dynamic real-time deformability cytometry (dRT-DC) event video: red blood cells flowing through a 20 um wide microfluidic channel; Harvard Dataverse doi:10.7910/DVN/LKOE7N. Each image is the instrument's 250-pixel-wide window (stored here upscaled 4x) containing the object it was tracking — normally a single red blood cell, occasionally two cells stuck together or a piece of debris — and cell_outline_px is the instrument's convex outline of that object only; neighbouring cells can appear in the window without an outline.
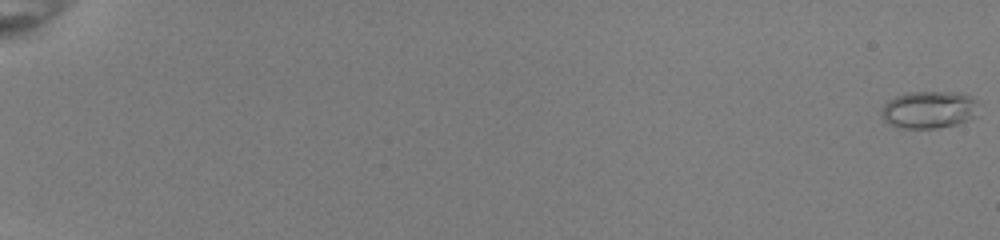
{"species": "common noctule bat (a hibernating species)", "species_latin": "Nyctalus noctula", "temperature_condition": "room temperature", "stored_images_in_passage": 53, "camera_frame_rate_fps": 3000, "um_per_image_px": 0.085, "animal": {"sex": "female", "body_mass_g": 22.0, "forearm_length_mm": 56.7}, "frame": {"image": 1, "passage_image": 1, "time_ms": 0.0, "image_size_px": [1000, 240], "cell_outline_px": [[980, 104], [976, 116], [968, 120], [956, 124], [936, 128], [900, 128], [884, 120], [884, 104], [888, 100], [896, 96], [908, 92], [960, 92], [972, 96]], "centroid_in_image_um": [79.05, 9.31], "position_along_channel_um": 6.0, "area_um2": 21.15}}
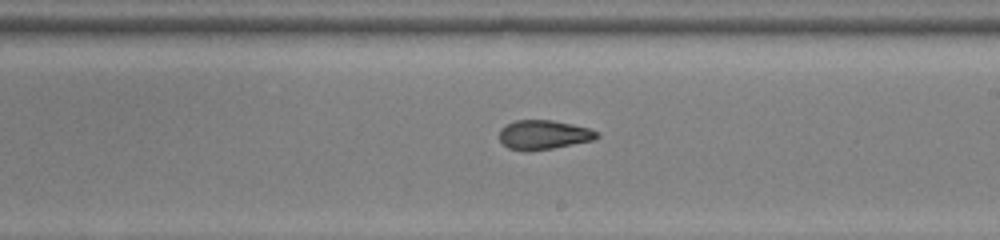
{"frame": {"image": 2, "passage_image": 35, "time_ms": 11.333, "image_size_px": [1000, 240], "cell_outline_px": [[600, 136], [596, 140], [552, 148], [528, 152], [524, 152], [508, 148], [500, 140], [500, 128], [516, 120], [552, 120], [572, 124], [588, 128], [600, 132]], "centroid_in_image_um": [46.24, 11.47], "position_along_channel_um": 242.8, "area_um2": 16.82}}
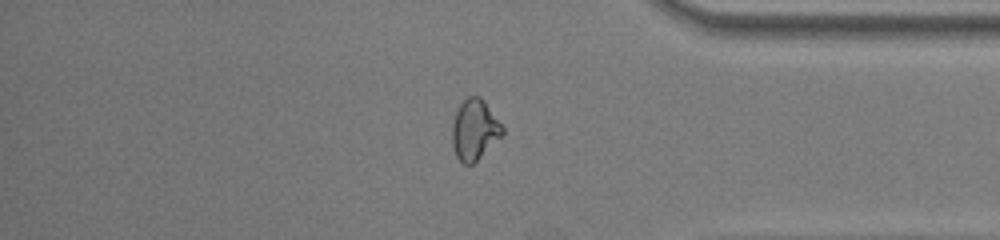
{"frame": {"image": 3, "passage_image": 47, "time_ms": 15.333, "image_size_px": [1000, 240], "cell_outline_px": [[504, 132], [472, 164], [464, 164], [456, 156], [452, 144], [452, 128], [456, 112], [460, 104], [468, 96], [480, 96], [484, 100], [504, 128]], "centroid_in_image_um": [40.32, 11.0], "position_along_channel_um": 394.9, "area_um2": 17.28}}